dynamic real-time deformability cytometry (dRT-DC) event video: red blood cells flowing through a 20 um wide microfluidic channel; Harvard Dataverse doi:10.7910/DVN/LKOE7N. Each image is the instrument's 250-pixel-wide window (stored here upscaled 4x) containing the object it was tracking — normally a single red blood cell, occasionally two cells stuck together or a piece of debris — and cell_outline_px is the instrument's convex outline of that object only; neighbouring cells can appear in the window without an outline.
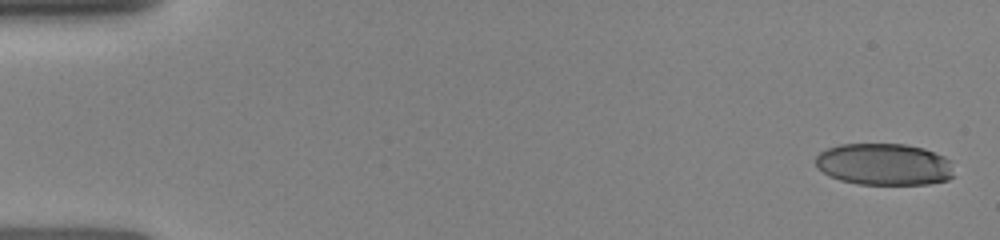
{"species": "human", "species_latin": "Homo sapiens", "temperature_condition": "room temperature", "stored_images_in_passage": 31, "camera_frame_rate_fps": 3000, "um_per_image_px": 0.085, "donor": {"sex": "female"}, "frame": {"image": 1, "passage_image": 1, "time_ms": 0.0, "image_size_px": [1000, 240], "cell_outline_px": [[956, 176], [948, 180], [928, 184], [856, 184], [840, 180], [828, 176], [816, 164], [816, 156], [820, 152], [828, 148], [840, 144], [904, 144], [924, 148], [944, 156], [948, 160]], "centroid_in_image_um": [75.17, 13.97], "position_along_channel_um": 9.8, "area_um2": 33.81}}
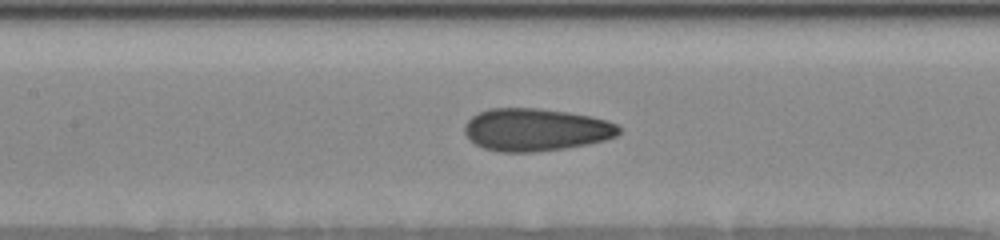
{"frame": {"image": 2, "passage_image": 19, "time_ms": 7.0, "image_size_px": [1000, 240], "cell_outline_px": [[620, 132], [616, 136], [604, 140], [588, 144], [568, 148], [536, 152], [500, 152], [484, 148], [468, 140], [464, 132], [464, 124], [476, 112], [488, 108], [536, 108], [568, 112], [592, 116], [608, 120], [616, 124], [620, 128]], "centroid_in_image_um": [45.51, 11.02], "position_along_channel_um": 161.9, "area_um2": 38.73}}
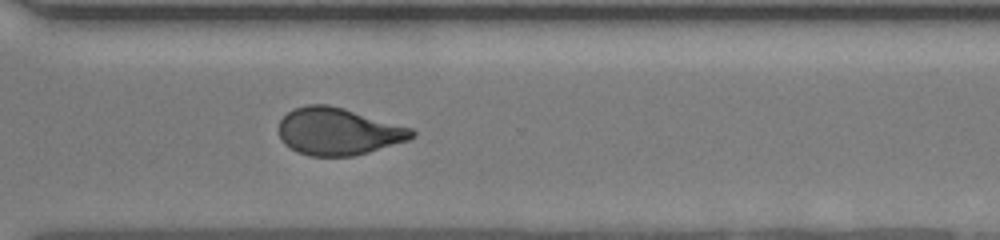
{"frame": {"image": 3, "passage_image": 31, "time_ms": 11.333, "image_size_px": [1000, 240], "cell_outline_px": [[416, 136], [408, 140], [368, 152], [352, 156], [308, 156], [296, 152], [284, 144], [280, 140], [280, 120], [292, 108], [308, 104], [328, 104], [344, 108], [412, 128], [416, 132]], "centroid_in_image_um": [28.74, 11.17], "position_along_channel_um": 341.9, "area_um2": 36.7}}